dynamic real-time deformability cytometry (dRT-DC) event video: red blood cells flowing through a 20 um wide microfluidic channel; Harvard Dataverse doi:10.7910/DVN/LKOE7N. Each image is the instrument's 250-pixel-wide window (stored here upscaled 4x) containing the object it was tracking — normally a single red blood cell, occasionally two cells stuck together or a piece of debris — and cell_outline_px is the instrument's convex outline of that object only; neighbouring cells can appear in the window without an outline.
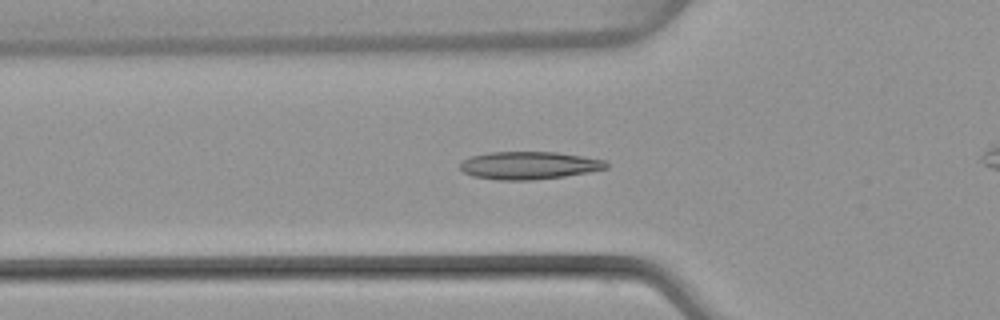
{"species": "common noctule bat (a hibernating species)", "species_latin": "Nyctalus noctula", "temperature_condition": "warm", "stored_images_in_passage": 51, "camera_frame_rate_fps": 3000, "um_per_image_px": 0.085, "animal": {"sex": "female", "body_mass_g": 22.7, "forearm_length_mm": 54.2}, "frame": {"image": 1, "passage_image": 17, "time_ms": 5.333, "image_size_px": [1000, 320], "cell_outline_px": [[608, 168], [588, 172], [564, 176], [532, 180], [496, 180], [472, 176], [464, 172], [460, 168], [460, 164], [464, 160], [472, 156], [488, 152], [556, 152], [604, 160], [608, 164]], "centroid_in_image_um": [44.94, 14.06], "position_along_channel_um": 80.9, "area_um2": 23.47}}
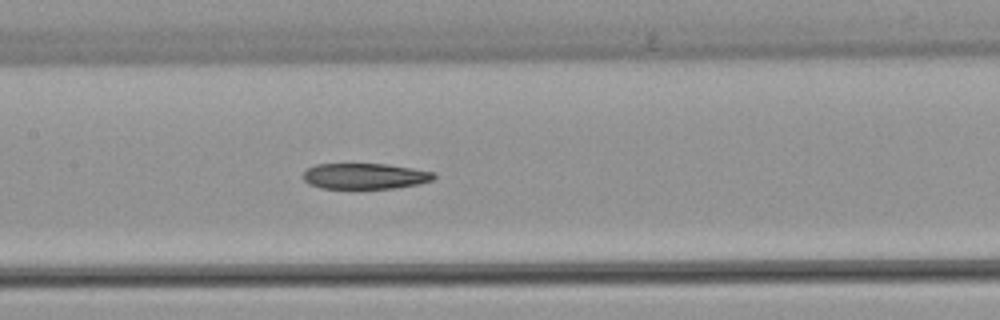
{"frame": {"image": 2, "passage_image": 24, "time_ms": 7.667, "image_size_px": [1000, 320], "cell_outline_px": [[436, 176], [432, 180], [420, 184], [392, 188], [320, 188], [308, 184], [304, 180], [304, 172], [308, 168], [316, 164], [388, 164], [432, 172]], "centroid_in_image_um": [31.0, 14.97], "position_along_channel_um": 176.4, "area_um2": 19.48}}
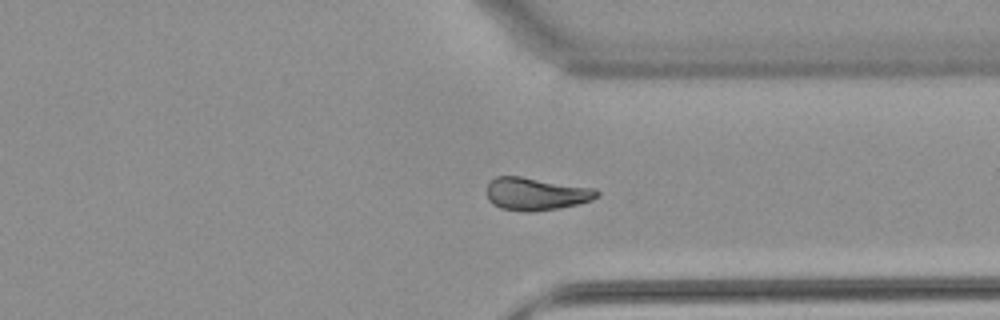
{"frame": {"image": 3, "passage_image": 38, "time_ms": 12.333, "image_size_px": [1000, 320], "cell_outline_px": [[600, 192], [592, 200], [560, 208], [532, 212], [524, 212], [500, 208], [492, 204], [488, 200], [488, 180], [496, 176], [520, 176], [596, 188]], "centroid_in_image_um": [45.54, 16.48], "position_along_channel_um": 365.9, "area_um2": 21.15}}